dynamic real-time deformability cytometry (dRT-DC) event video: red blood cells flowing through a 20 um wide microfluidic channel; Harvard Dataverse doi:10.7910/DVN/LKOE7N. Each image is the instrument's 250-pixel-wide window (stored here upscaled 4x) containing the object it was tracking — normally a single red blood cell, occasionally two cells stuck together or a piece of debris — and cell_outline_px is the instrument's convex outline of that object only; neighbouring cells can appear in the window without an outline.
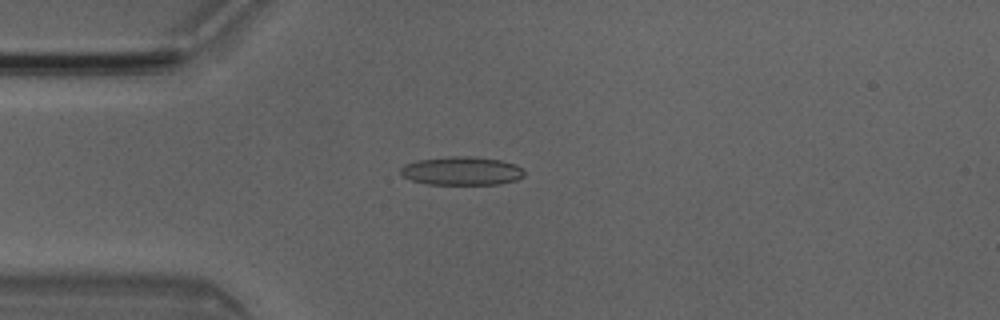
{"species": "Egyptian fruit bat (a non-hibernating species)", "species_latin": "Rousettus aegyptiacus", "temperature_condition": "room temperature", "stored_images_in_passage": 50, "camera_frame_rate_fps": 3000, "um_per_image_px": 0.085, "animal": {"sex": "male"}, "frame": {"image": 1, "passage_image": 13, "time_ms": 4.0, "image_size_px": [1000, 320], "cell_outline_px": [[524, 176], [516, 180], [500, 184], [428, 184], [412, 180], [404, 176], [400, 172], [400, 168], [404, 164], [416, 160], [452, 156], [468, 156], [500, 160], [516, 164], [524, 172]], "centroid_in_image_um": [39.24, 14.52], "position_along_channel_um": 45.8, "area_um2": 20.46}}
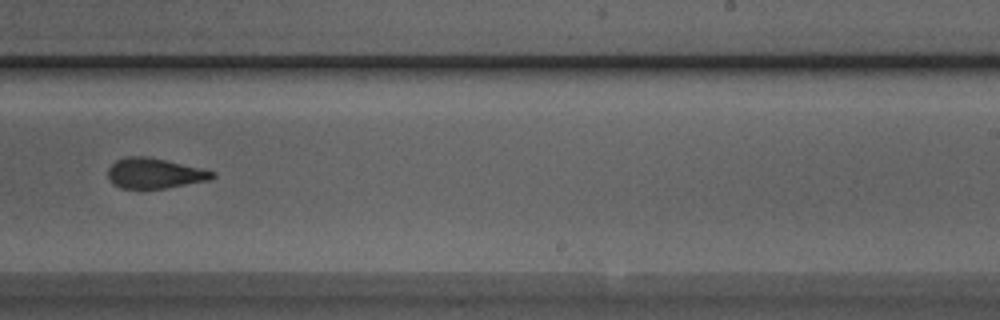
{"frame": {"image": 2, "passage_image": 31, "time_ms": 10.0, "image_size_px": [1000, 320], "cell_outline_px": [[216, 176], [208, 180], [168, 188], [140, 192], [120, 188], [112, 184], [108, 180], [108, 168], [116, 160], [124, 156], [148, 156], [200, 168], [216, 172]], "centroid_in_image_um": [13.07, 14.77], "position_along_channel_um": 275.9, "area_um2": 19.19}}
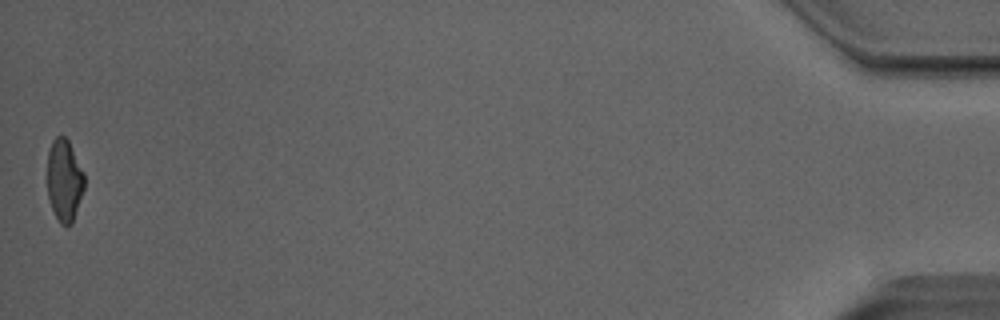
{"frame": {"image": 3, "passage_image": 50, "time_ms": 16.333, "image_size_px": [1000, 320], "cell_outline_px": [[84, 188], [72, 224], [60, 224], [52, 208], [48, 196], [48, 152], [52, 140], [56, 136], [64, 136], [68, 140], [84, 172]], "centroid_in_image_um": [5.47, 15.31], "position_along_channel_um": 429.7, "area_um2": 17.51}, "authors_computed_cell_mechanics": {"area_um2": 19.2474, "velocity_mm_per_s": 4.0711, "shape_relaxation_time_tau1_ms": 10.5658, "shape_relaxation_time_tau2_ms": 1.7829, "deformation_change_tau1": 0.2792, "deformation_change_tau2": 0.1123}}